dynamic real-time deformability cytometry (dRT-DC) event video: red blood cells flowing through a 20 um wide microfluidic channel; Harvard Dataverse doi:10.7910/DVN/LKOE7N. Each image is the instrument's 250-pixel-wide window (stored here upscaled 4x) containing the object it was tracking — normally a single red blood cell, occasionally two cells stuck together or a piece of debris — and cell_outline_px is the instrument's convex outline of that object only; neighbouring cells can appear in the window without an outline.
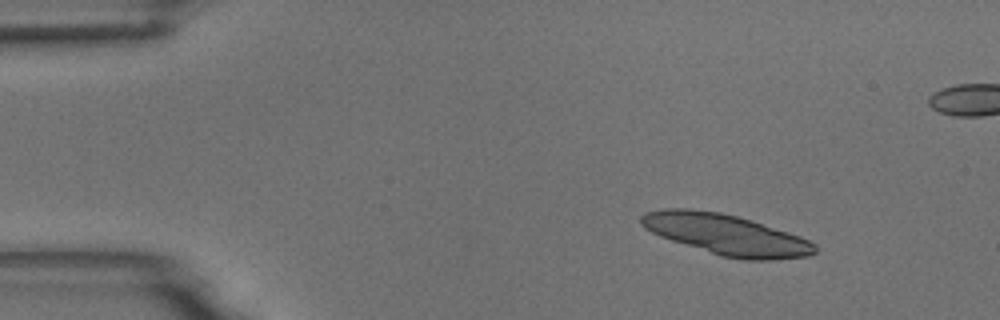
{"species": "common noctule bat (a hibernating species)", "species_latin": "Nyctalus noctula", "temperature_condition": "room temperature", "stored_images_in_passage": 8, "camera_frame_rate_fps": 3000, "um_per_image_px": 0.085, "animal": {"sex": "male", "body_mass_g": 18.8}, "frame": {"image": 1, "passage_image": 3, "time_ms": 0.667, "image_size_px": [1000, 320], "cell_outline_px": [[808, 252], [792, 256], [732, 256], [712, 216], [728, 216], [744, 220], [792, 236], [800, 240]], "centroid_in_image_um": [64.29, 20.33], "position_along_channel_um": 20.7, "area_um2": 17.22}}